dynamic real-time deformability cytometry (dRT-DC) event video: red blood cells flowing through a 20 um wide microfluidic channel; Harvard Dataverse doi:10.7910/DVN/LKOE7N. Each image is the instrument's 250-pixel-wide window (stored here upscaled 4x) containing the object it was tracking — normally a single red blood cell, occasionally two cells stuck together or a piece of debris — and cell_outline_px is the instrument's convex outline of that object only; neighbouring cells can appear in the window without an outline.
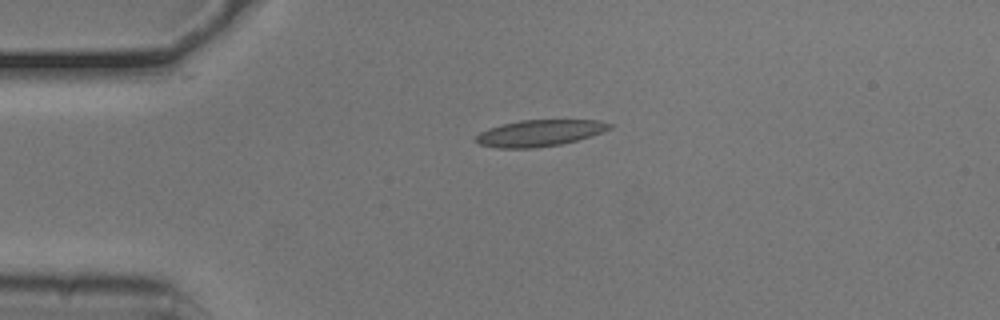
{"species": "common noctule bat (a hibernating species)", "species_latin": "Nyctalus noctula", "temperature_condition": "cold", "stored_images_in_passage": 18, "camera_frame_rate_fps": 3000, "um_per_image_px": 0.085, "animal": {"sex": "male", "body_mass_g": 20.5, "forearm_length_mm": 52.5}, "frame": {"image": 1, "passage_image": 1, "time_ms": 0.0, "image_size_px": [1000, 320], "cell_outline_px": [[612, 128], [592, 136], [560, 144], [536, 148], [496, 148], [480, 144], [472, 140], [480, 132], [488, 128], [520, 120], [600, 120], [612, 124]], "centroid_in_image_um": [45.86, 11.31], "position_along_channel_um": 39.1, "area_um2": 20.63}}
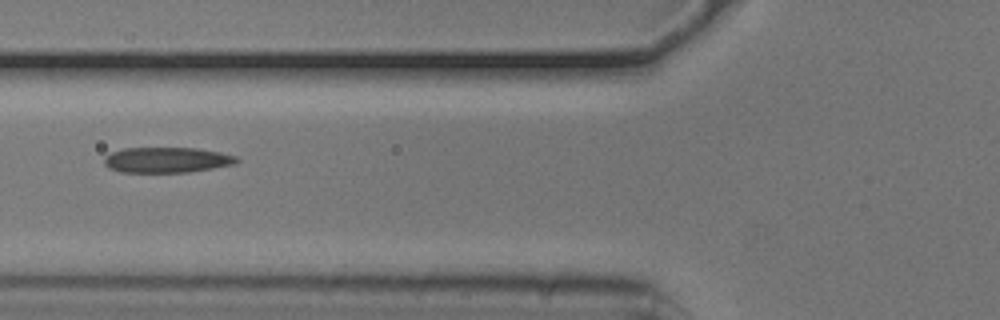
{"frame": {"image": 2, "passage_image": 9, "time_ms": 2.667, "image_size_px": [1000, 320], "cell_outline_px": [[240, 160], [236, 164], [188, 172], [120, 172], [108, 168], [104, 164], [104, 156], [112, 152], [124, 148], [196, 148], [220, 152], [236, 156]], "centroid_in_image_um": [14.17, 13.59], "position_along_channel_um": 111.6, "area_um2": 19.71}}
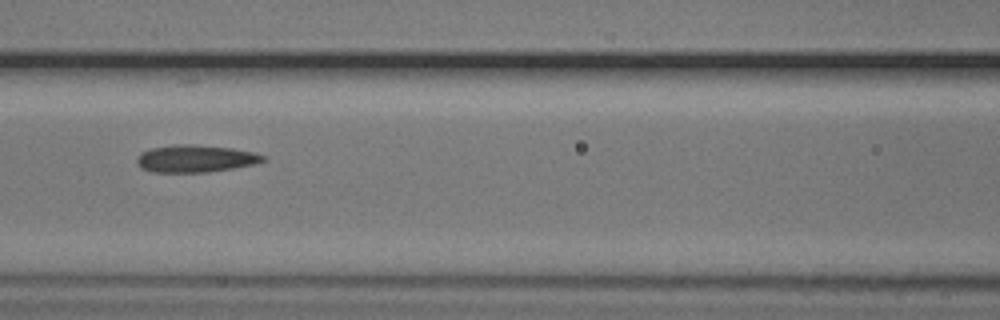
{"frame": {"image": 3, "passage_image": 12, "time_ms": 3.667, "image_size_px": [1000, 320], "cell_outline_px": [[268, 160], [256, 164], [208, 172], [152, 172], [140, 168], [136, 160], [140, 152], [152, 148], [176, 144], [188, 144], [232, 148], [256, 152], [264, 156]], "centroid_in_image_um": [16.63, 13.48], "position_along_channel_um": 150.0, "area_um2": 20.17}}